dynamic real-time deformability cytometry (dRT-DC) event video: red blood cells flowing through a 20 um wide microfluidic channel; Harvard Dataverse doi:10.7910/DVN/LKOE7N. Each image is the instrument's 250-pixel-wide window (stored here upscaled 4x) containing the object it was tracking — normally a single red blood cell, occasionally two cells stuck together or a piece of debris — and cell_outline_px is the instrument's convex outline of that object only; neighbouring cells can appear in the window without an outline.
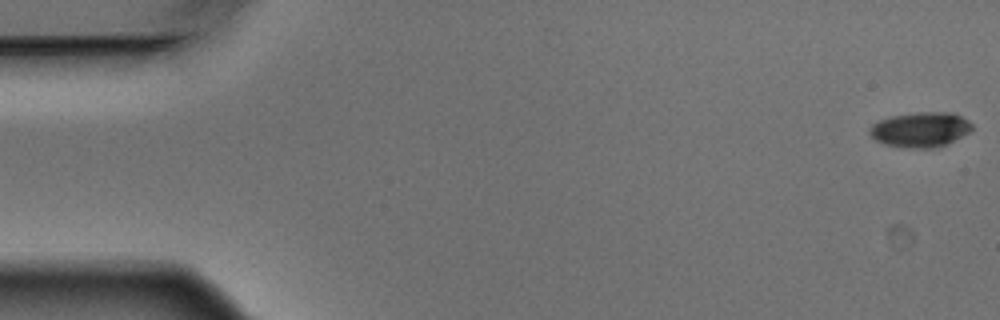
{"species": "Egyptian fruit bat (a non-hibernating species)", "species_latin": "Rousettus aegyptiacus", "temperature_condition": "warm", "stored_images_in_passage": 5, "camera_frame_rate_fps": 3000, "um_per_image_px": 0.085, "animal": {"sex": "male"}, "frame": {"image": 1, "passage_image": 1, "time_ms": 0.0, "image_size_px": [1000, 320], "cell_outline_px": [[972, 128], [968, 132], [936, 148], [908, 148], [884, 144], [876, 140], [868, 132], [868, 128], [872, 124], [880, 120], [892, 116], [916, 112], [952, 112], [968, 120], [972, 124]], "centroid_in_image_um": [78.2, 11.01], "position_along_channel_um": 6.8, "area_um2": 20.69}}
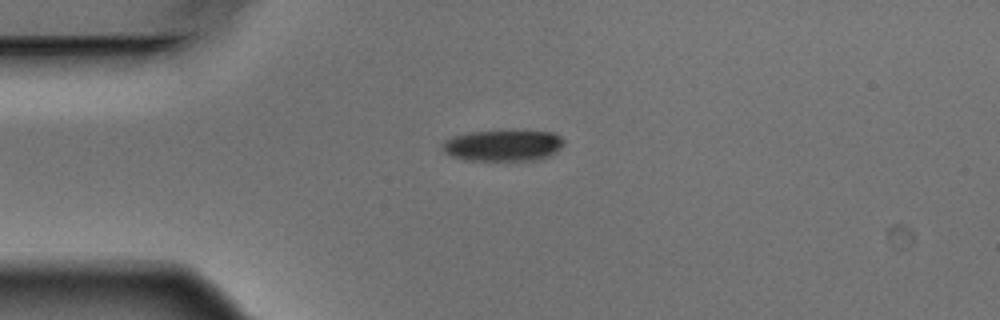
{"frame": {"image": 2, "passage_image": 4, "time_ms": 1.0, "image_size_px": [1000, 320], "cell_outline_px": [[564, 144], [556, 152], [540, 160], [464, 160], [452, 156], [444, 152], [440, 148], [440, 144], [444, 140], [452, 136], [468, 132], [512, 128], [524, 128], [556, 132], [564, 140]], "centroid_in_image_um": [42.79, 12.3], "position_along_channel_um": 42.2, "area_um2": 23.47}}